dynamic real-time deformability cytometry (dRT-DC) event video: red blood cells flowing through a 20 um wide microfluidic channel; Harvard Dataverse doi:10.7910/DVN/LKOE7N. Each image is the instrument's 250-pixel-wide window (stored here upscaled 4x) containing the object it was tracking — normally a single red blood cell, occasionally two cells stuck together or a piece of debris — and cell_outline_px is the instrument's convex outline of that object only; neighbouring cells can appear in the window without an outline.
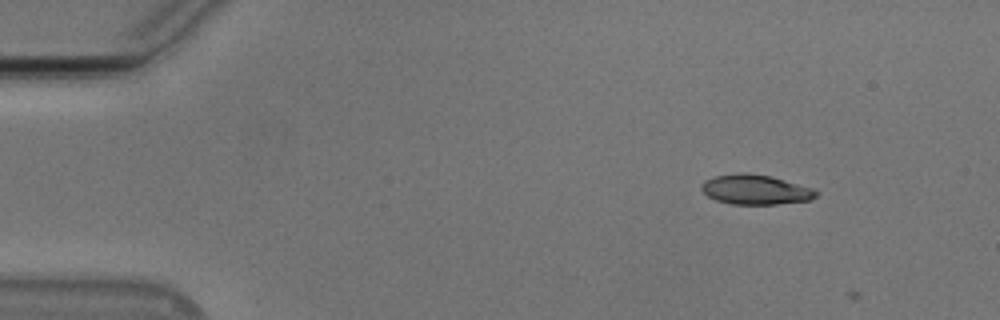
{"species": "Egyptian fruit bat (a non-hibernating species)", "species_latin": "Rousettus aegyptiacus", "temperature_condition": "cold", "stored_images_in_passage": 3, "camera_frame_rate_fps": 3000, "um_per_image_px": 0.085, "animal": {"sex": "male"}, "frame": {"image": 1, "passage_image": 2, "time_ms": 0.333, "image_size_px": [1000, 320], "cell_outline_px": [[816, 196], [812, 200], [776, 204], [732, 204], [716, 200], [708, 196], [700, 188], [704, 180], [716, 176], [768, 176], [784, 180], [812, 188], [816, 192]], "centroid_in_image_um": [64.23, 16.17], "position_along_channel_um": 20.8, "area_um2": 18.84}}